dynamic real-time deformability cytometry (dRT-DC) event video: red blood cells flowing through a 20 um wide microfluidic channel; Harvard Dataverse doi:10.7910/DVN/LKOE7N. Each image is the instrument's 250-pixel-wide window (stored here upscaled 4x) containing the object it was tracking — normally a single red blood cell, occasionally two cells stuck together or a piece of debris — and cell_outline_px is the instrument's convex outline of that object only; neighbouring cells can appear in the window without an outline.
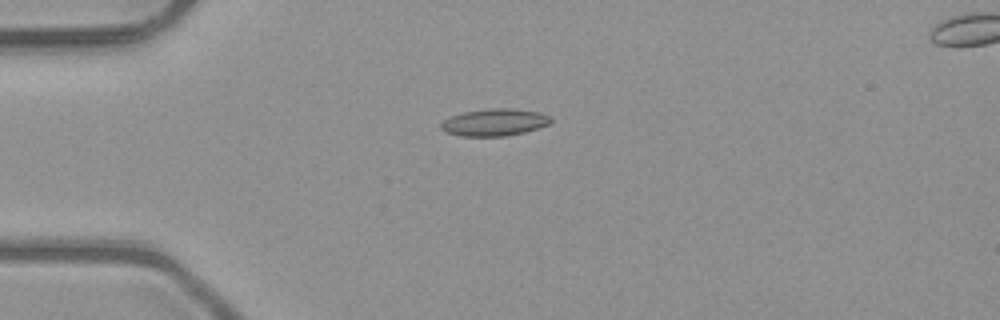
{"species": "common noctule bat (a hibernating species)", "species_latin": "Nyctalus noctula", "temperature_condition": "room temperature", "stored_images_in_passage": 7, "camera_frame_rate_fps": 3000, "um_per_image_px": 0.085, "animal": {"sex": "male", "body_mass_g": 23.1, "forearm_length_mm": 52.7}, "frame": {"image": 1, "passage_image": 4, "time_ms": 1.0, "image_size_px": [1000, 320], "cell_outline_px": [[552, 120], [548, 124], [524, 132], [508, 136], [460, 136], [444, 132], [440, 128], [440, 124], [444, 120], [452, 116], [464, 112], [492, 108], [512, 108], [540, 112], [552, 116]], "centroid_in_image_um": [42.03, 10.4], "position_along_channel_um": 43.0, "area_um2": 17.4}}
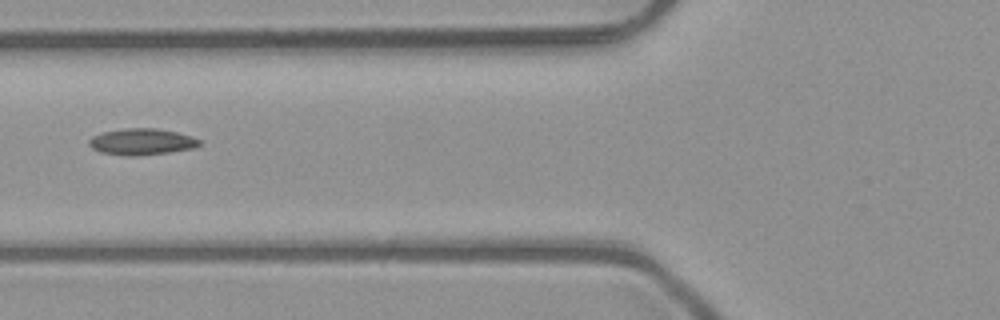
{"frame": {"image": 2, "passage_image": 6, "time_ms": 1.667, "image_size_px": [1000, 320], "cell_outline_px": [[200, 144], [192, 148], [168, 152], [136, 156], [124, 156], [100, 152], [92, 148], [88, 144], [88, 140], [92, 136], [104, 132], [124, 128], [156, 128], [176, 132], [192, 136], [200, 140]], "centroid_in_image_um": [12.01, 12.05], "position_along_channel_um": 113.8, "area_um2": 16.94}}
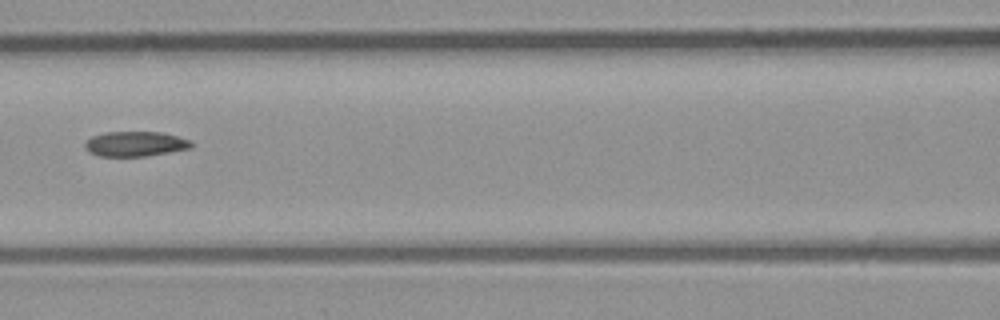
{"frame": {"image": 3, "passage_image": 7, "time_ms": 2.0, "image_size_px": [1000, 320], "cell_outline_px": [[192, 148], [144, 156], [100, 156], [88, 152], [84, 148], [84, 144], [92, 136], [104, 132], [160, 132], [192, 140]], "centroid_in_image_um": [11.48, 12.23], "position_along_channel_um": 155.1, "area_um2": 15.43}}